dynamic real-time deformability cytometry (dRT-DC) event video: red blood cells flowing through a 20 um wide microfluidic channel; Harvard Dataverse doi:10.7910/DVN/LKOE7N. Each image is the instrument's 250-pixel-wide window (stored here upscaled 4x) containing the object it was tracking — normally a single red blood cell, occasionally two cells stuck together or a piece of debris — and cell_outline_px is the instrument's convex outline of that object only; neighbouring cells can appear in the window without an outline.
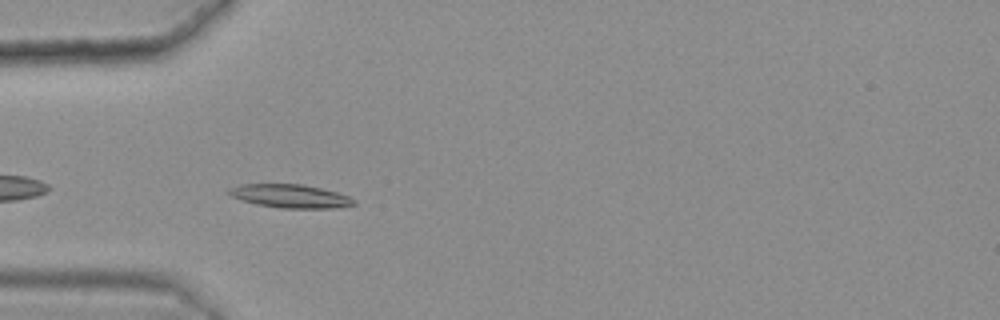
{"species": "common noctule bat (a hibernating species)", "species_latin": "Nyctalus noctula", "temperature_condition": "warm", "stored_images_in_passage": 32, "camera_frame_rate_fps": 3000, "um_per_image_px": 0.085, "animal": {"sex": "female", "body_mass_g": 25.1}, "frame": {"image": 1, "passage_image": 3, "time_ms": 0.667, "image_size_px": [1000, 320], "cell_outline_px": [[356, 204], [332, 208], [280, 208], [256, 204], [232, 196], [224, 192], [228, 188], [240, 184], [300, 184], [320, 188], [336, 192], [348, 196], [356, 200]], "centroid_in_image_um": [24.64, 16.66], "position_along_channel_um": 60.4, "area_um2": 16.99}}
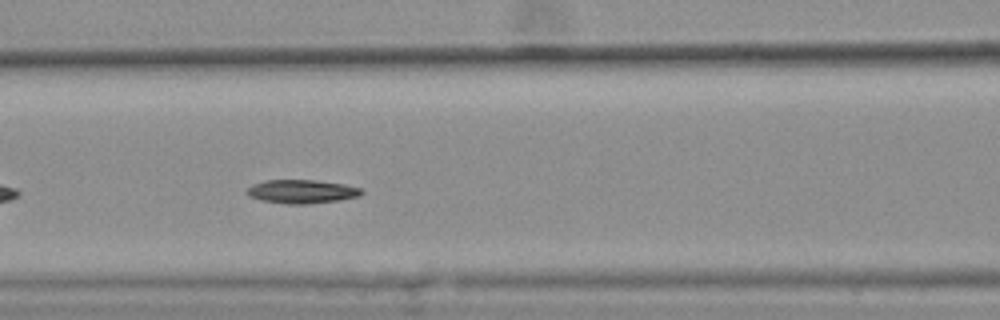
{"frame": {"image": 2, "passage_image": 10, "time_ms": 3.0, "image_size_px": [1000, 320], "cell_outline_px": [[364, 192], [360, 196], [340, 200], [308, 204], [288, 204], [260, 200], [248, 196], [244, 192], [252, 184], [264, 180], [316, 180], [344, 184], [364, 188]], "centroid_in_image_um": [25.66, 16.28], "position_along_channel_um": 140.9, "area_um2": 16.07}}
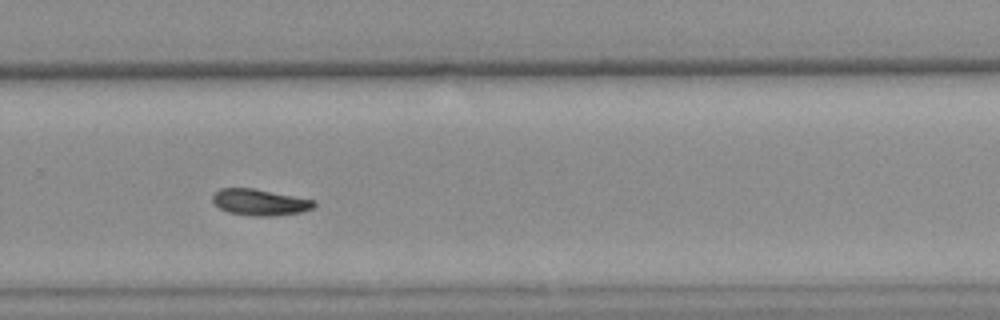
{"frame": {"image": 3, "passage_image": 24, "time_ms": 7.667, "image_size_px": [1000, 320], "cell_outline_px": [[316, 204], [312, 208], [304, 212], [272, 216], [248, 216], [228, 212], [220, 208], [212, 200], [212, 196], [220, 188], [252, 188], [316, 200]], "centroid_in_image_um": [22.11, 17.2], "position_along_channel_um": 307.7, "area_um2": 15.61}}